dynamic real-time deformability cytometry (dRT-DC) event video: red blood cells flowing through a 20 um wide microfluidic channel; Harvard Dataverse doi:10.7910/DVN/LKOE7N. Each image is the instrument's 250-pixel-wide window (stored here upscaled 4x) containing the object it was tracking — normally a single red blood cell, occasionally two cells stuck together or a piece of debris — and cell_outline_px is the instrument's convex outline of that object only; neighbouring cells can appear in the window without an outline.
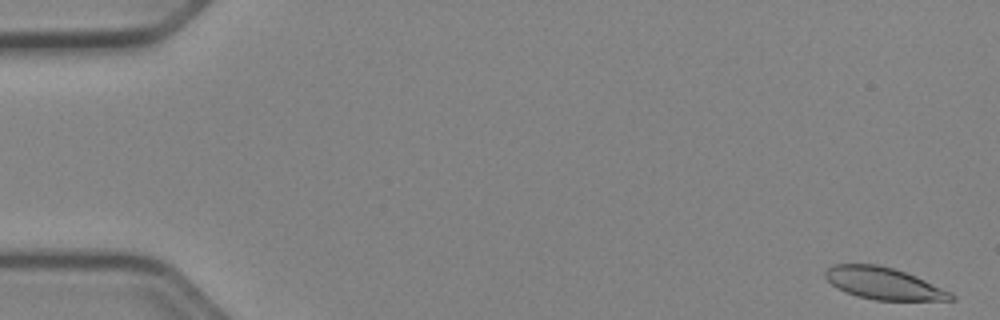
{"species": "Egyptian fruit bat (a non-hibernating species)", "species_latin": "Rousettus aegyptiacus", "temperature_condition": "cold", "stored_images_in_passage": 52, "camera_frame_rate_fps": 3000, "um_per_image_px": 0.085, "animal": {"sex": "female"}, "frame": {"image": 1, "passage_image": 1, "time_ms": 0.0, "image_size_px": [1000, 320], "cell_outline_px": [[956, 300], [876, 300], [856, 296], [836, 288], [824, 276], [824, 272], [832, 264], [876, 264], [892, 268], [916, 276], [952, 292], [956, 296]], "centroid_in_image_um": [75.11, 24.09], "position_along_channel_um": 9.9, "area_um2": 23.41}}
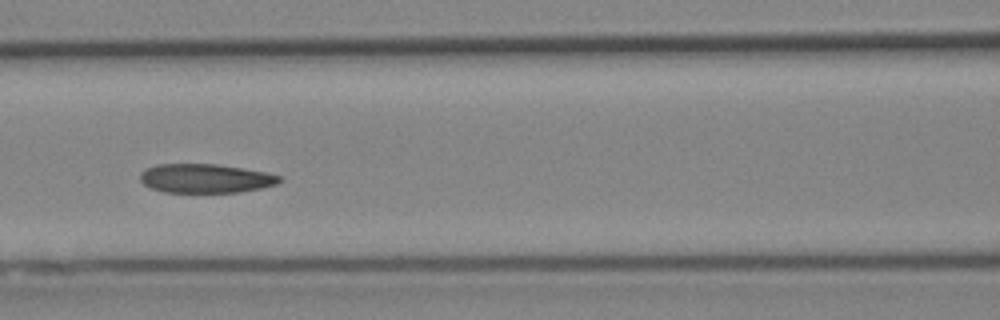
{"frame": {"image": 2, "passage_image": 23, "time_ms": 7.333, "image_size_px": [1000, 320], "cell_outline_px": [[284, 180], [276, 184], [260, 188], [240, 192], [164, 192], [152, 188], [144, 184], [140, 180], [140, 172], [144, 168], [156, 164], [216, 164], [244, 168], [264, 172], [280, 176]], "centroid_in_image_um": [17.44, 15.15], "position_along_channel_um": 149.2, "area_um2": 23.58}}
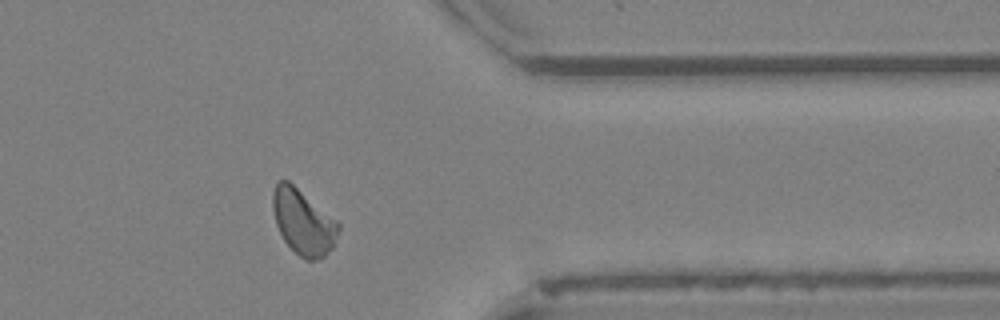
{"frame": {"image": 3, "passage_image": 42, "time_ms": 13.667, "image_size_px": [1000, 320], "cell_outline_px": [[340, 228], [332, 248], [324, 256], [316, 260], [308, 260], [300, 256], [284, 240], [276, 224], [272, 208], [272, 192], [276, 184], [280, 180], [288, 180], [336, 220], [340, 224]], "centroid_in_image_um": [25.76, 18.86], "position_along_channel_um": 385.6, "area_um2": 24.62}, "authors_computed_cell_mechanics": {"area_um2": 24.5072, "velocity_mm_per_s": 3.9148, "shape_relaxation_time_tau1_ms": 5.493, "shape_relaxation_time_tau2_ms": 3.3563, "deformation_change_tau1": 0.1293, "deformation_change_tau2": 0.0885}}